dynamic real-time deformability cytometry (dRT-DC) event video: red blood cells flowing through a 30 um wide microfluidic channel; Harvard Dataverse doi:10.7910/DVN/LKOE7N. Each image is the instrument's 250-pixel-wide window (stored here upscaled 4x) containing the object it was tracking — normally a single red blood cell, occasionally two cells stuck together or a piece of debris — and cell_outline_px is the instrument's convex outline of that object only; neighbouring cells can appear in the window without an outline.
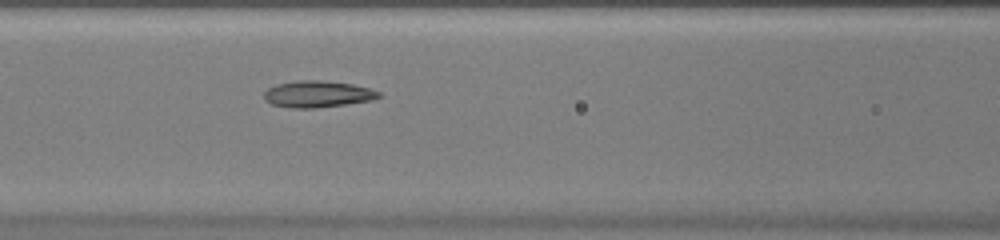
{"species": "common noctule bat (a hibernating species)", "species_latin": "Nyctalus noctula", "temperature_condition": "warm", "stored_images_in_passage": 35, "camera_frame_rate_fps": 3000, "um_per_image_px": 0.085, "animal": {"sex": "female", "body_mass_g": 20.0, "forearm_length_mm": 54.0}, "frame": {"image": 1, "passage_image": 11, "time_ms": 3.333, "image_size_px": [1000, 240], "cell_outline_px": [[380, 96], [372, 100], [316, 108], [292, 108], [272, 104], [264, 100], [264, 92], [268, 88], [276, 84], [300, 80], [320, 80], [352, 84], [368, 88], [380, 92]], "centroid_in_image_um": [26.96, 7.99], "position_along_channel_um": 139.6, "area_um2": 17.63}}
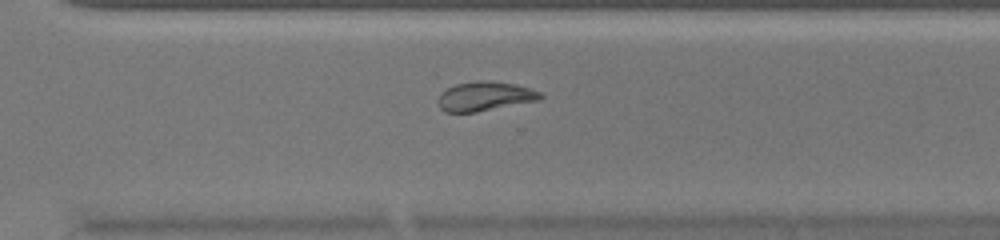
{"frame": {"image": 2, "passage_image": 24, "time_ms": 7.667, "image_size_px": [1000, 240], "cell_outline_px": [[544, 96], [540, 100], [476, 112], [444, 112], [440, 108], [436, 100], [440, 92], [456, 84], [516, 84], [532, 88], [540, 92]], "centroid_in_image_um": [41.21, 8.25], "position_along_channel_um": 329.4, "area_um2": 16.7}}
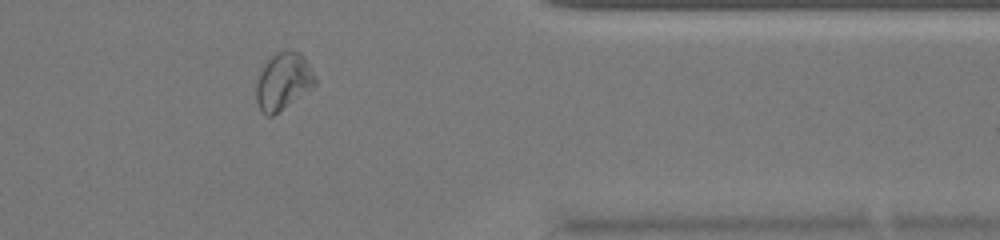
{"frame": {"image": 3, "passage_image": 29, "time_ms": 9.333, "image_size_px": [1000, 240], "cell_outline_px": [[316, 84], [272, 116], [268, 116], [260, 112], [256, 100], [256, 80], [264, 64], [276, 52], [300, 52], [304, 56], [316, 80]], "centroid_in_image_um": [24.03, 6.93], "position_along_channel_um": 387.4, "area_um2": 19.13}}